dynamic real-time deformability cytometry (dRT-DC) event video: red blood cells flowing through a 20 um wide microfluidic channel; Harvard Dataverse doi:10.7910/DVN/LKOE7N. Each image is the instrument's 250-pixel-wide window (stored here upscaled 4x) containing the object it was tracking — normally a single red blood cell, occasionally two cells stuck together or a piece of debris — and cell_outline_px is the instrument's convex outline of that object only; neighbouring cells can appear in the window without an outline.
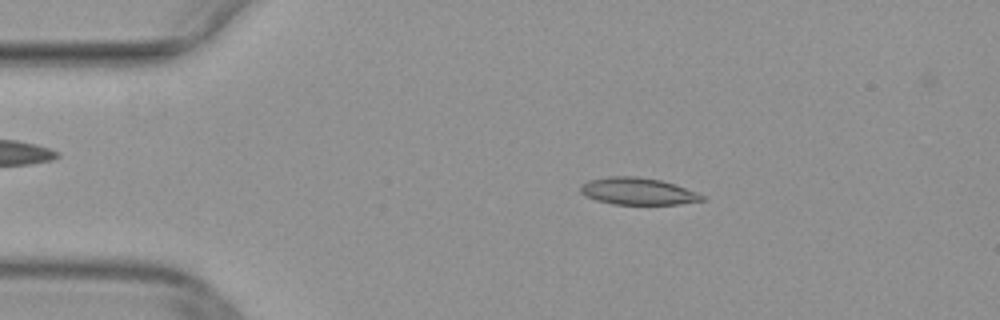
{"species": "common noctule bat (a hibernating species)", "species_latin": "Nyctalus noctula", "temperature_condition": "warm", "stored_images_in_passage": 49, "camera_frame_rate_fps": 3000, "um_per_image_px": 0.085, "animal": {"sex": "female", "body_mass_g": 29.2, "forearm_length_mm": 56.3}, "frame": {"image": 1, "passage_image": 9, "time_ms": 2.667, "image_size_px": [1000, 320], "cell_outline_px": [[704, 200], [680, 204], [612, 204], [596, 200], [584, 196], [580, 192], [580, 184], [588, 180], [608, 176], [636, 176], [660, 180], [676, 184], [696, 192], [704, 196]], "centroid_in_image_um": [54.17, 16.25], "position_along_channel_um": 30.8, "area_um2": 19.25}}
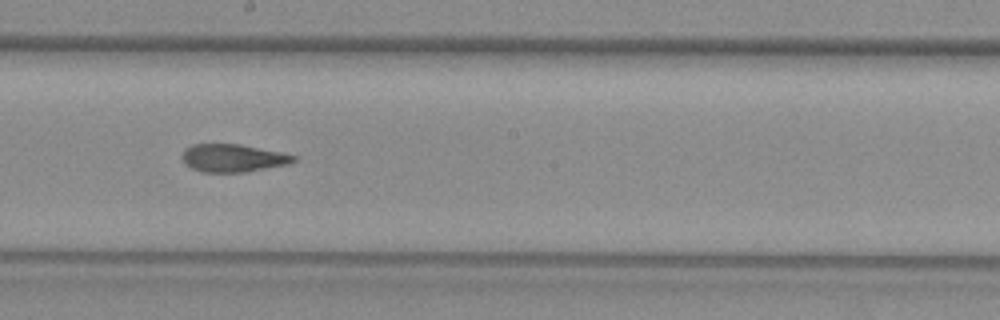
{"frame": {"image": 2, "passage_image": 27, "time_ms": 8.667, "image_size_px": [1000, 320], "cell_outline_px": [[296, 160], [288, 164], [244, 172], [204, 172], [192, 168], [184, 164], [184, 148], [192, 144], [240, 144], [280, 152], [296, 156]], "centroid_in_image_um": [19.79, 13.43], "position_along_channel_um": 228.4, "area_um2": 17.86}}
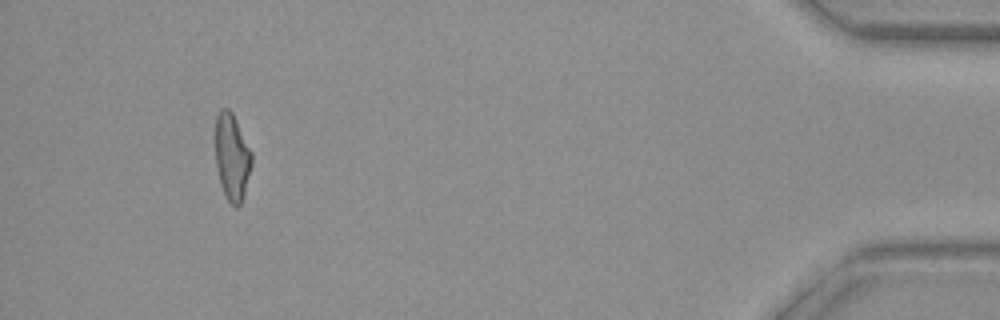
{"frame": {"image": 3, "passage_image": 46, "time_ms": 15.0, "image_size_px": [1000, 320], "cell_outline_px": [[252, 164], [244, 192], [240, 204], [236, 208], [224, 196], [220, 184], [216, 164], [216, 116], [220, 108], [228, 108], [232, 112], [252, 152]], "centroid_in_image_um": [19.71, 13.33], "position_along_channel_um": 415.5, "area_um2": 18.26}}